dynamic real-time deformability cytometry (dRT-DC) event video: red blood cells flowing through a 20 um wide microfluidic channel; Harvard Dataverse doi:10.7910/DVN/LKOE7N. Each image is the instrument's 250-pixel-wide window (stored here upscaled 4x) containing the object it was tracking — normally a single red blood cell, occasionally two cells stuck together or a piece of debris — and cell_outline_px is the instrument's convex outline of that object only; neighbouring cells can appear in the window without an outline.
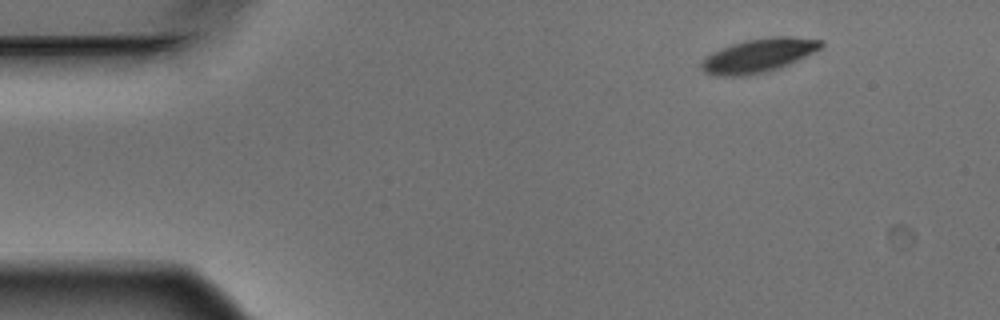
{"species": "Egyptian fruit bat (a non-hibernating species)", "species_latin": "Rousettus aegyptiacus", "temperature_condition": "warm", "stored_images_in_passage": 7, "camera_frame_rate_fps": 3000, "um_per_image_px": 0.085, "animal": {"sex": "male"}, "frame": {"image": 1, "passage_image": 1, "time_ms": 0.0, "image_size_px": [1000, 320], "cell_outline_px": [[824, 44], [816, 52], [780, 68], [764, 72], [744, 76], [720, 76], [704, 72], [700, 68], [700, 64], [704, 56], [720, 48], [744, 40], [772, 36], [788, 36], [824, 40]], "centroid_in_image_um": [64.47, 4.71], "position_along_channel_um": 20.5, "area_um2": 23.81}}
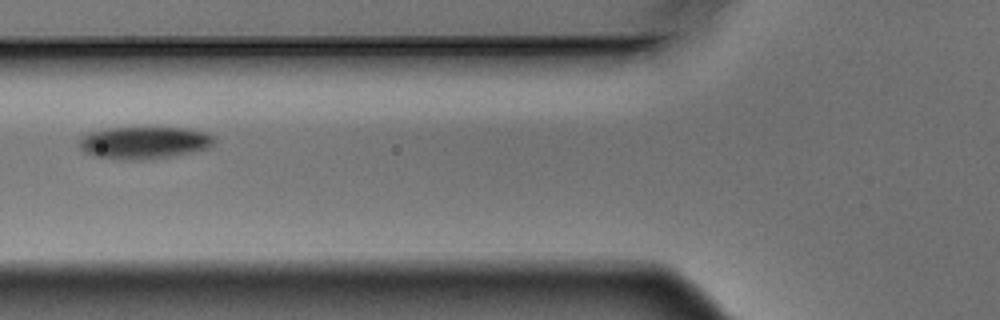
{"frame": {"image": 2, "passage_image": 5, "time_ms": 1.333, "image_size_px": [1000, 320], "cell_outline_px": [[216, 140], [208, 148], [192, 152], [172, 156], [144, 160], [124, 160], [96, 156], [84, 152], [80, 148], [80, 136], [88, 132], [108, 128], [188, 128], [208, 132], [216, 136]], "centroid_in_image_um": [12.28, 12.12], "position_along_channel_um": 113.5, "area_um2": 25.61}}
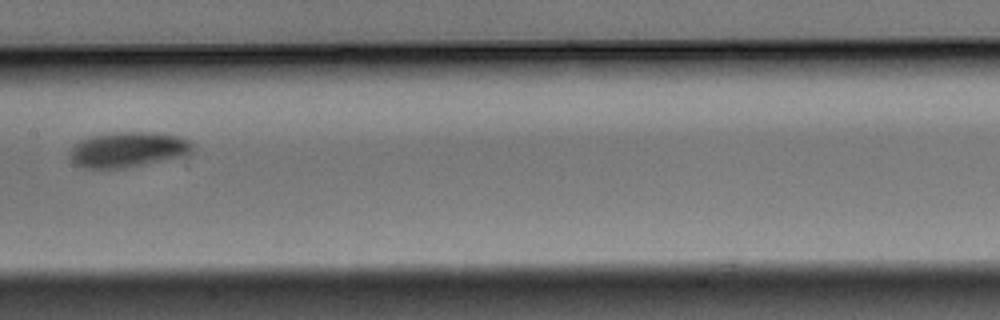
{"frame": {"image": 3, "passage_image": 7, "time_ms": 2.0, "image_size_px": [1000, 320], "cell_outline_px": [[192, 148], [188, 152], [180, 156], [124, 168], [84, 168], [76, 164], [72, 160], [72, 144], [88, 136], [112, 132], [156, 132], [180, 136], [188, 140], [192, 144]], "centroid_in_image_um": [10.83, 12.69], "position_along_channel_um": 196.6, "area_um2": 24.91}}